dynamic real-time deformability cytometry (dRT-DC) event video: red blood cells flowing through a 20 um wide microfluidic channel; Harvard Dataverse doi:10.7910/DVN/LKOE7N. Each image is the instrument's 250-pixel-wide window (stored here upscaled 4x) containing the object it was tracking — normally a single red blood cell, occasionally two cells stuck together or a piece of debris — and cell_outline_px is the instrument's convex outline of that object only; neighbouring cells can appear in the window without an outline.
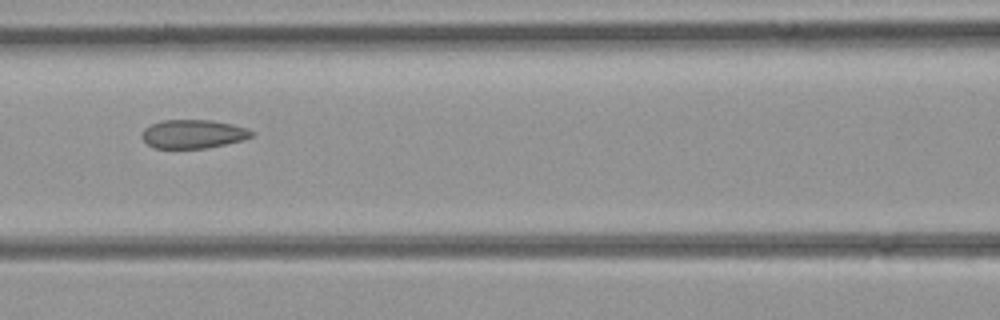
{"species": "common noctule bat (a hibernating species)", "species_latin": "Nyctalus noctula", "temperature_condition": "room temperature", "stored_images_in_passage": 31, "camera_frame_rate_fps": 3000, "um_per_image_px": 0.085, "animal": {"sex": "female", "body_mass_g": 21.9}, "frame": {"image": 1, "passage_image": 6, "time_ms": 1.667, "image_size_px": [1000, 320], "cell_outline_px": [[256, 132], [252, 136], [244, 140], [204, 148], [156, 148], [148, 144], [140, 136], [144, 128], [160, 120], [212, 120], [232, 124], [248, 128]], "centroid_in_image_um": [16.43, 11.38], "position_along_channel_um": 150.2, "area_um2": 18.38}}
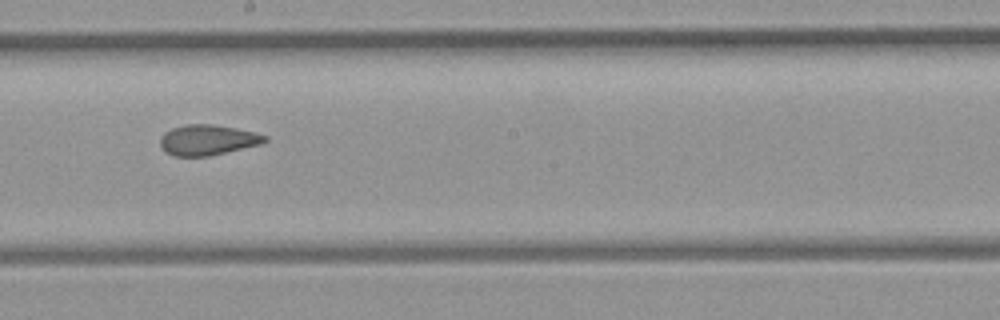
{"frame": {"image": 2, "passage_image": 11, "time_ms": 3.333, "image_size_px": [1000, 320], "cell_outline_px": [[268, 140], [260, 144], [208, 156], [176, 156], [164, 152], [160, 144], [160, 136], [164, 132], [172, 128], [184, 124], [212, 124], [236, 128], [256, 132], [268, 136]], "centroid_in_image_um": [17.63, 11.88], "position_along_channel_um": 230.6, "area_um2": 18.61}}
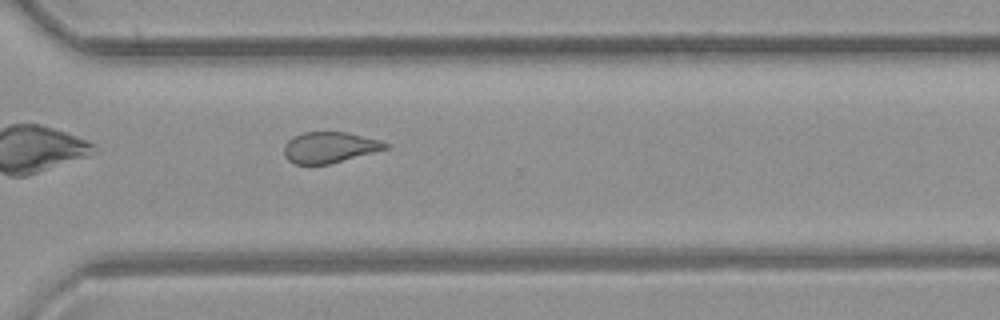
{"frame": {"image": 3, "passage_image": 18, "time_ms": 5.667, "image_size_px": [1000, 320], "cell_outline_px": [[388, 148], [328, 164], [296, 164], [288, 160], [284, 156], [284, 144], [288, 140], [304, 132], [348, 132], [380, 140], [388, 144]], "centroid_in_image_um": [27.99, 12.52], "position_along_channel_um": 342.6, "area_um2": 18.03}}